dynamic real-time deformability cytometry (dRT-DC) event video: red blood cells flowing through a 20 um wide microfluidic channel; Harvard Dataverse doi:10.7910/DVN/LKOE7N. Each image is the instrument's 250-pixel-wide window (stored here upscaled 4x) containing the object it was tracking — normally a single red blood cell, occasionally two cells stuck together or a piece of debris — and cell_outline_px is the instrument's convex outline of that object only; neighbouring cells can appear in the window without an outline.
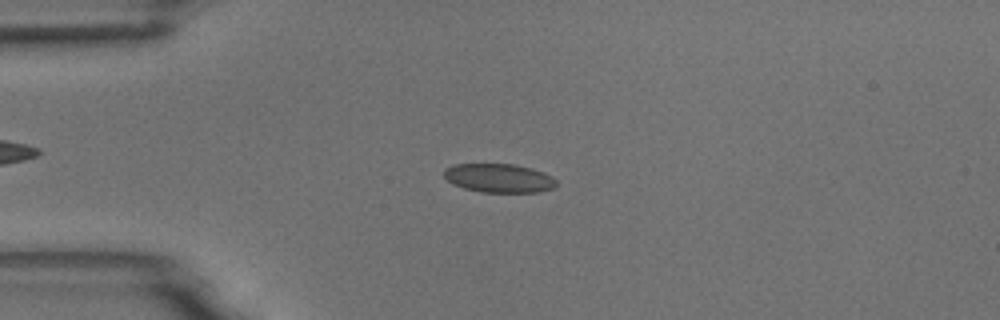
{"species": "common noctule bat (a hibernating species)", "species_latin": "Nyctalus noctula", "temperature_condition": "room temperature", "stored_images_in_passage": 54, "camera_frame_rate_fps": 3000, "um_per_image_px": 0.085, "animal": {"sex": "male", "body_mass_g": 18.8}, "frame": {"image": 1, "passage_image": 13, "time_ms": 4.0, "image_size_px": [1000, 320], "cell_outline_px": [[556, 184], [552, 188], [536, 192], [480, 192], [464, 188], [452, 184], [444, 176], [444, 168], [452, 164], [516, 164], [532, 168], [544, 172], [552, 176], [556, 180]], "centroid_in_image_um": [42.39, 15.13], "position_along_channel_um": 42.6, "area_um2": 18.96}}
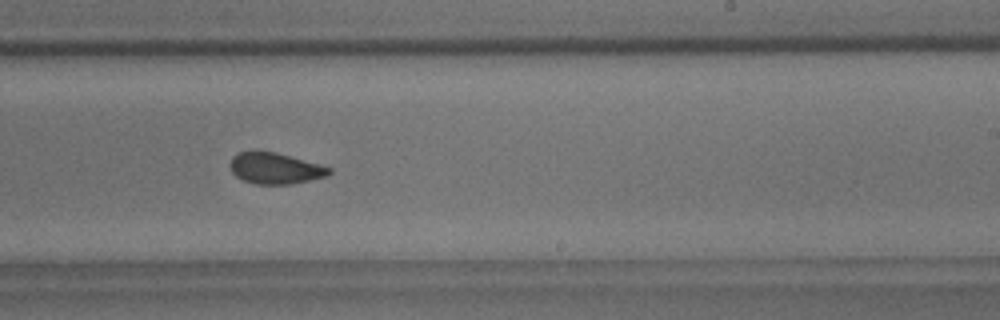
{"frame": {"image": 2, "passage_image": 33, "time_ms": 10.667, "image_size_px": [1000, 320], "cell_outline_px": [[332, 172], [324, 176], [308, 180], [288, 184], [256, 184], [244, 180], [236, 176], [232, 172], [232, 156], [240, 152], [276, 152], [320, 164], [332, 168]], "centroid_in_image_um": [23.41, 14.31], "position_along_channel_um": 265.6, "area_um2": 17.51}}
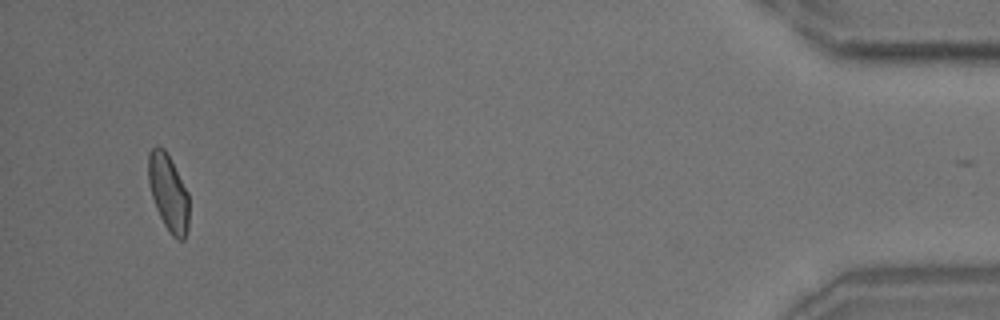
{"frame": {"image": 3, "passage_image": 52, "time_ms": 17.0, "image_size_px": [1000, 320], "cell_outline_px": [[188, 228], [184, 240], [180, 240], [172, 236], [168, 232], [156, 208], [152, 196], [148, 180], [148, 152], [156, 144], [164, 148], [188, 192]], "centroid_in_image_um": [14.3, 16.37], "position_along_channel_um": 420.9, "area_um2": 18.09}, "authors_computed_cell_mechanics": {"area_um2": 18.785, "velocity_mm_per_s": 3.6713, "shape_relaxation_time_tau1_ms": 8.1218, "shape_relaxation_time_tau2_ms": 1.5516, "deformation_change_tau1": 0.122, "deformation_change_tau2": 0.0455}}